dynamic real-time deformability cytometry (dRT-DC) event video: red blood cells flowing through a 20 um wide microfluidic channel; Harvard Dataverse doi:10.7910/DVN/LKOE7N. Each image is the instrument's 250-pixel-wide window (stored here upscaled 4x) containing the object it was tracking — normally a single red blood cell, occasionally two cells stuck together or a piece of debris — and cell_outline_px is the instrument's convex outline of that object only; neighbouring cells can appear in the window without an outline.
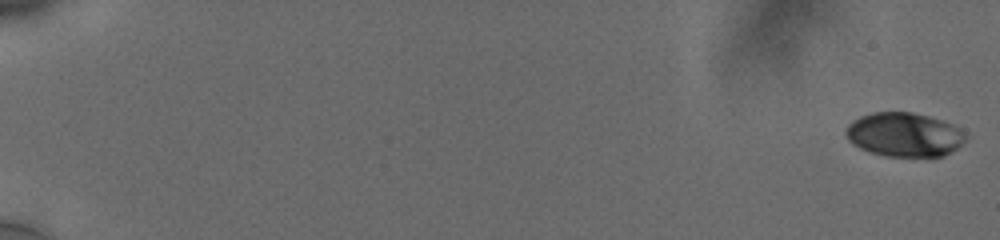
{"species": "human", "species_latin": "Homo sapiens", "temperature_condition": "cold", "stored_images_in_passage": 58, "camera_frame_rate_fps": 3000, "um_per_image_px": 0.085, "donor": {"sex": "male"}, "frame": {"image": 1, "passage_image": 1, "time_ms": 0.0, "image_size_px": [1000, 240], "cell_outline_px": [[968, 136], [952, 152], [944, 156], [888, 156], [868, 152], [852, 144], [848, 140], [844, 132], [848, 124], [852, 120], [860, 116], [872, 112], [912, 112], [928, 116], [952, 124], [960, 128]], "centroid_in_image_um": [76.83, 11.44], "position_along_channel_um": 8.2, "area_um2": 30.87}}
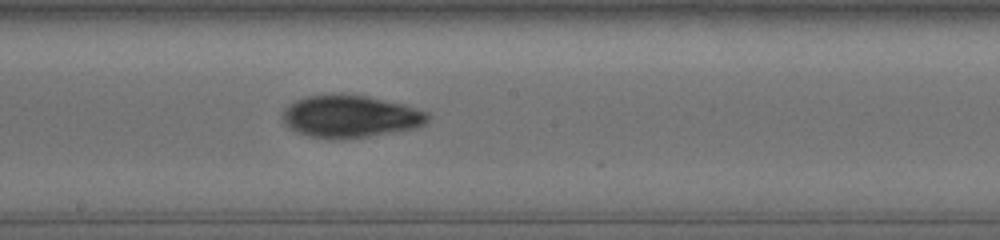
{"frame": {"image": 2, "passage_image": 35, "time_ms": 11.333, "image_size_px": [1000, 240], "cell_outline_px": [[432, 116], [424, 124], [416, 128], [344, 140], [328, 140], [308, 136], [296, 132], [288, 128], [284, 124], [284, 108], [288, 104], [296, 100], [308, 96], [368, 96], [404, 104], [428, 112]], "centroid_in_image_um": [29.79, 9.94], "position_along_channel_um": 218.4, "area_um2": 35.72}}
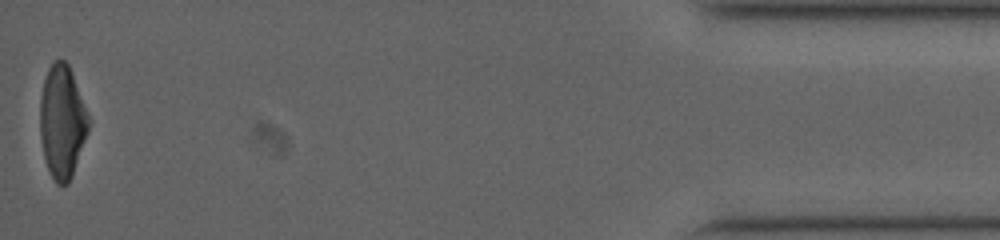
{"frame": {"image": 3, "passage_image": 58, "time_ms": 19.0, "image_size_px": [1000, 240], "cell_outline_px": [[92, 120], [88, 132], [72, 176], [68, 184], [56, 184], [48, 168], [44, 156], [40, 136], [40, 96], [44, 80], [48, 68], [52, 60], [64, 60], [68, 64], [72, 72]], "centroid_in_image_um": [5.31, 10.31], "position_along_channel_um": 429.9, "area_um2": 32.31}, "authors_computed_cell_mechanics": {"area_um2": 33.3217, "velocity_mm_per_s": 3.7556, "shape_relaxation_time_tau1_ms": 8.6261, "shape_relaxation_time_tau2_ms": 2.3383, "deformation_change_tau1": 0.2049, "deformation_change_tau2": 0.0732}}